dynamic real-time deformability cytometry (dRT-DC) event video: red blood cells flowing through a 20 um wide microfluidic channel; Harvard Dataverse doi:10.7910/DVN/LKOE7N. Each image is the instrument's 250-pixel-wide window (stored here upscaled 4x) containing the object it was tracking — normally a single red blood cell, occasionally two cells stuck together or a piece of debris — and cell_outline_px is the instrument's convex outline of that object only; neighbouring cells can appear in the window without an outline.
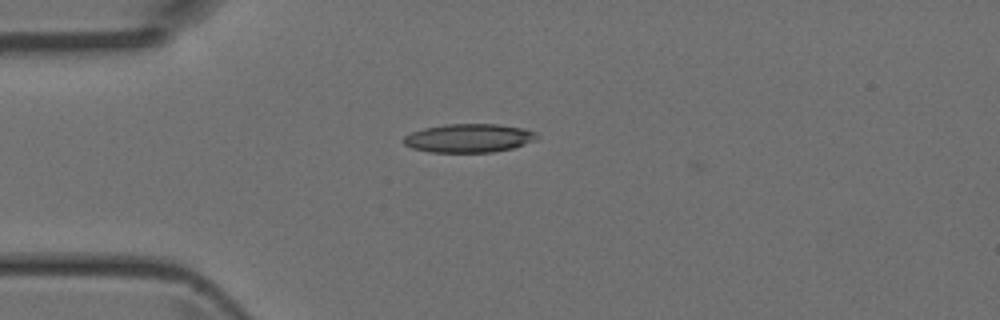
{"species": "Egyptian fruit bat (a non-hibernating species)", "species_latin": "Rousettus aegyptiacus", "temperature_condition": "room temperature", "stored_images_in_passage": 36, "camera_frame_rate_fps": 3000, "um_per_image_px": 0.085, "animal": {"sex": "female"}, "frame": {"image": 1, "passage_image": 1, "time_ms": 0.0, "image_size_px": [1000, 320], "cell_outline_px": [[540, 136], [536, 140], [512, 148], [492, 152], [428, 152], [412, 148], [404, 144], [400, 140], [404, 136], [412, 132], [424, 128], [444, 124], [500, 124], [524, 128], [536, 132]], "centroid_in_image_um": [39.85, 11.73], "position_along_channel_um": 45.2, "area_um2": 22.43}}
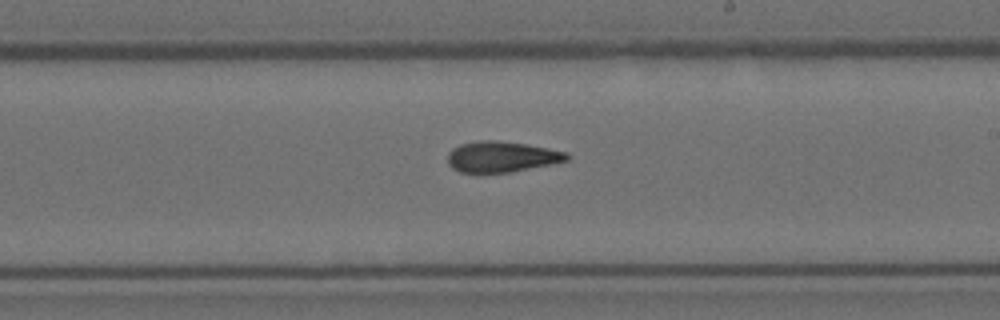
{"frame": {"image": 2, "passage_image": 16, "time_ms": 5.0, "image_size_px": [1000, 320], "cell_outline_px": [[572, 156], [568, 160], [552, 164], [508, 172], [460, 172], [452, 168], [448, 164], [448, 152], [452, 148], [460, 144], [480, 140], [496, 140], [524, 144], [548, 148], [568, 152]], "centroid_in_image_um": [42.65, 13.31], "position_along_channel_um": 246.4, "area_um2": 21.33}}
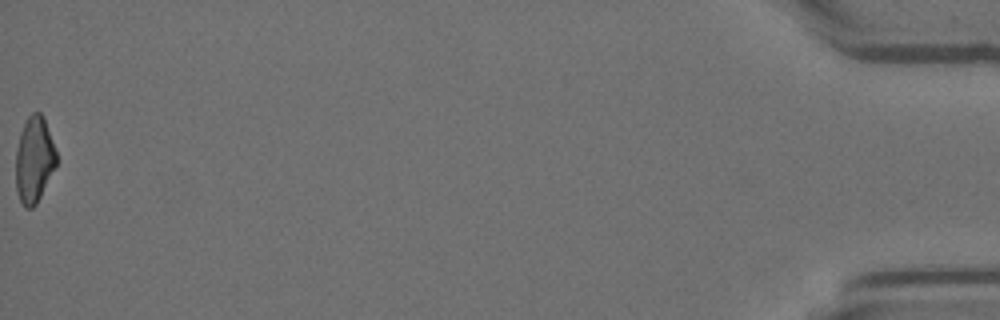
{"frame": {"image": 3, "passage_image": 36, "time_ms": 11.667, "image_size_px": [1000, 320], "cell_outline_px": [[56, 164], [36, 204], [32, 208], [24, 208], [16, 192], [16, 148], [20, 132], [28, 116], [32, 112], [40, 112], [44, 116], [56, 152]], "centroid_in_image_um": [2.88, 13.56], "position_along_channel_um": 432.3, "area_um2": 20.23}}